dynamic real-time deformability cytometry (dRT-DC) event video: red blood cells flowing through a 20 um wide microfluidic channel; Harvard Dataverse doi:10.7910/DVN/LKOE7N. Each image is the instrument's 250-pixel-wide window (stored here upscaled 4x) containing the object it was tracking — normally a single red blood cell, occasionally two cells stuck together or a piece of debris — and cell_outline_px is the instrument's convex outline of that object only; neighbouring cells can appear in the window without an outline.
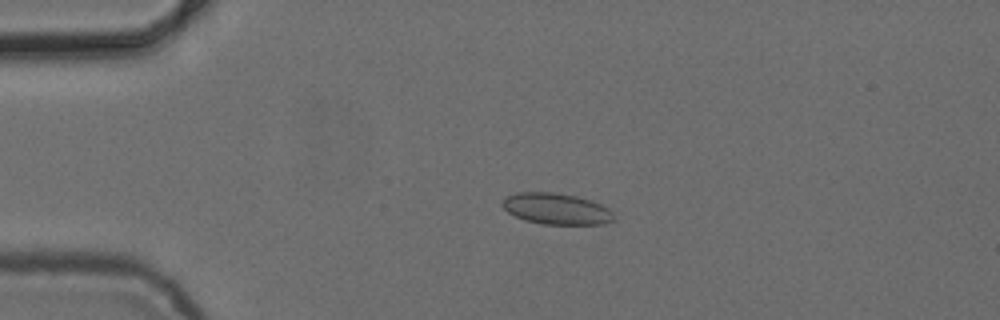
{"species": "common noctule bat (a hibernating species)", "species_latin": "Nyctalus noctula", "temperature_condition": "cold", "stored_images_in_passage": 5, "camera_frame_rate_fps": 3000, "um_per_image_px": 0.085, "animal": {"sex": "female", "body_mass_g": 24.6, "forearm_length_mm": 56.2}, "frame": {"image": 1, "passage_image": 4, "time_ms": 3.667, "image_size_px": [1000, 320], "cell_outline_px": [[616, 216], [612, 220], [604, 224], [544, 224], [524, 220], [508, 212], [500, 204], [508, 196], [516, 192], [552, 192], [576, 196], [592, 200], [608, 208]], "centroid_in_image_um": [47.3, 17.74], "position_along_channel_um": 37.7, "area_um2": 20.23}}